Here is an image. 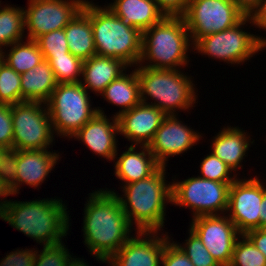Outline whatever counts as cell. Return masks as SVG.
Instances as JSON below:
<instances>
[{"label": "cell", "instance_id": "1", "mask_svg": "<svg viewBox=\"0 0 266 266\" xmlns=\"http://www.w3.org/2000/svg\"><path fill=\"white\" fill-rule=\"evenodd\" d=\"M89 194L82 228L84 245L98 262L106 263L129 240L135 228L114 193L100 188Z\"/></svg>", "mask_w": 266, "mask_h": 266}, {"label": "cell", "instance_id": "2", "mask_svg": "<svg viewBox=\"0 0 266 266\" xmlns=\"http://www.w3.org/2000/svg\"><path fill=\"white\" fill-rule=\"evenodd\" d=\"M67 205L59 198L7 200L0 219L43 246L62 243L69 232Z\"/></svg>", "mask_w": 266, "mask_h": 266}, {"label": "cell", "instance_id": "3", "mask_svg": "<svg viewBox=\"0 0 266 266\" xmlns=\"http://www.w3.org/2000/svg\"><path fill=\"white\" fill-rule=\"evenodd\" d=\"M166 171V166H161L146 179L120 186L123 196L114 189H103L119 199L128 222L132 227L135 224L134 231L163 230L166 206L172 203V184L166 182Z\"/></svg>", "mask_w": 266, "mask_h": 266}, {"label": "cell", "instance_id": "4", "mask_svg": "<svg viewBox=\"0 0 266 266\" xmlns=\"http://www.w3.org/2000/svg\"><path fill=\"white\" fill-rule=\"evenodd\" d=\"M189 47L193 48V44L184 18L165 16L142 32V54L138 65L179 70L189 64Z\"/></svg>", "mask_w": 266, "mask_h": 266}, {"label": "cell", "instance_id": "5", "mask_svg": "<svg viewBox=\"0 0 266 266\" xmlns=\"http://www.w3.org/2000/svg\"><path fill=\"white\" fill-rule=\"evenodd\" d=\"M137 66L142 103L157 107L167 116L176 115L178 110L186 111L195 107L197 93L189 75L184 74L180 69H153ZM148 99H152L154 103L148 102Z\"/></svg>", "mask_w": 266, "mask_h": 266}, {"label": "cell", "instance_id": "6", "mask_svg": "<svg viewBox=\"0 0 266 266\" xmlns=\"http://www.w3.org/2000/svg\"><path fill=\"white\" fill-rule=\"evenodd\" d=\"M91 25L96 55L116 58L129 67L139 64L142 32L115 15L106 5L91 2Z\"/></svg>", "mask_w": 266, "mask_h": 266}, {"label": "cell", "instance_id": "7", "mask_svg": "<svg viewBox=\"0 0 266 266\" xmlns=\"http://www.w3.org/2000/svg\"><path fill=\"white\" fill-rule=\"evenodd\" d=\"M88 92L80 82L57 84L46 103L55 135L71 138L98 112Z\"/></svg>", "mask_w": 266, "mask_h": 266}, {"label": "cell", "instance_id": "8", "mask_svg": "<svg viewBox=\"0 0 266 266\" xmlns=\"http://www.w3.org/2000/svg\"><path fill=\"white\" fill-rule=\"evenodd\" d=\"M247 22L253 26L250 16H245L231 28L198 39L192 49L207 55L208 58L219 59L227 64L241 65L259 51L266 49L265 36L260 37L243 30Z\"/></svg>", "mask_w": 266, "mask_h": 266}, {"label": "cell", "instance_id": "9", "mask_svg": "<svg viewBox=\"0 0 266 266\" xmlns=\"http://www.w3.org/2000/svg\"><path fill=\"white\" fill-rule=\"evenodd\" d=\"M175 181L171 183V204L182 208L188 207L193 212L192 219L198 216L226 214L230 187L228 183L211 181L199 176Z\"/></svg>", "mask_w": 266, "mask_h": 266}, {"label": "cell", "instance_id": "10", "mask_svg": "<svg viewBox=\"0 0 266 266\" xmlns=\"http://www.w3.org/2000/svg\"><path fill=\"white\" fill-rule=\"evenodd\" d=\"M13 148L42 150L52 147L55 135L46 103L12 104Z\"/></svg>", "mask_w": 266, "mask_h": 266}, {"label": "cell", "instance_id": "11", "mask_svg": "<svg viewBox=\"0 0 266 266\" xmlns=\"http://www.w3.org/2000/svg\"><path fill=\"white\" fill-rule=\"evenodd\" d=\"M245 16L233 0H190L183 18L194 44L205 35L235 26Z\"/></svg>", "mask_w": 266, "mask_h": 266}, {"label": "cell", "instance_id": "12", "mask_svg": "<svg viewBox=\"0 0 266 266\" xmlns=\"http://www.w3.org/2000/svg\"><path fill=\"white\" fill-rule=\"evenodd\" d=\"M86 0H28L24 10L26 38L39 36L65 26L83 9Z\"/></svg>", "mask_w": 266, "mask_h": 266}, {"label": "cell", "instance_id": "13", "mask_svg": "<svg viewBox=\"0 0 266 266\" xmlns=\"http://www.w3.org/2000/svg\"><path fill=\"white\" fill-rule=\"evenodd\" d=\"M247 179L238 177L230 185L226 211L241 235L260 228L263 183L257 176Z\"/></svg>", "mask_w": 266, "mask_h": 266}, {"label": "cell", "instance_id": "14", "mask_svg": "<svg viewBox=\"0 0 266 266\" xmlns=\"http://www.w3.org/2000/svg\"><path fill=\"white\" fill-rule=\"evenodd\" d=\"M190 229L199 237L220 266L230 264L234 246L241 234L225 214L198 216L191 220Z\"/></svg>", "mask_w": 266, "mask_h": 266}, {"label": "cell", "instance_id": "15", "mask_svg": "<svg viewBox=\"0 0 266 266\" xmlns=\"http://www.w3.org/2000/svg\"><path fill=\"white\" fill-rule=\"evenodd\" d=\"M177 115H168L148 144L150 152L161 166H167L168 158L181 155L197 145L202 134L184 124Z\"/></svg>", "mask_w": 266, "mask_h": 266}, {"label": "cell", "instance_id": "16", "mask_svg": "<svg viewBox=\"0 0 266 266\" xmlns=\"http://www.w3.org/2000/svg\"><path fill=\"white\" fill-rule=\"evenodd\" d=\"M161 231H135V235L106 262L109 266H161L166 243L171 239Z\"/></svg>", "mask_w": 266, "mask_h": 266}, {"label": "cell", "instance_id": "17", "mask_svg": "<svg viewBox=\"0 0 266 266\" xmlns=\"http://www.w3.org/2000/svg\"><path fill=\"white\" fill-rule=\"evenodd\" d=\"M97 111L71 138L84 143L86 148L93 151L94 154L106 158L108 161H114L115 155L118 154V139L116 137L119 135V129L117 117L113 116L110 117L112 119H109L99 106Z\"/></svg>", "mask_w": 266, "mask_h": 266}, {"label": "cell", "instance_id": "18", "mask_svg": "<svg viewBox=\"0 0 266 266\" xmlns=\"http://www.w3.org/2000/svg\"><path fill=\"white\" fill-rule=\"evenodd\" d=\"M167 115L157 107L140 102L117 116L119 134L132 145H147L152 141Z\"/></svg>", "mask_w": 266, "mask_h": 266}, {"label": "cell", "instance_id": "19", "mask_svg": "<svg viewBox=\"0 0 266 266\" xmlns=\"http://www.w3.org/2000/svg\"><path fill=\"white\" fill-rule=\"evenodd\" d=\"M42 150H18V165L16 176V194L20 192V186L27 184L30 187L38 188L55 168L59 153Z\"/></svg>", "mask_w": 266, "mask_h": 266}, {"label": "cell", "instance_id": "20", "mask_svg": "<svg viewBox=\"0 0 266 266\" xmlns=\"http://www.w3.org/2000/svg\"><path fill=\"white\" fill-rule=\"evenodd\" d=\"M137 147L131 144L120 157L117 154L114 157V175L122 181V185L146 179L161 167L147 145H139V152Z\"/></svg>", "mask_w": 266, "mask_h": 266}, {"label": "cell", "instance_id": "21", "mask_svg": "<svg viewBox=\"0 0 266 266\" xmlns=\"http://www.w3.org/2000/svg\"><path fill=\"white\" fill-rule=\"evenodd\" d=\"M211 142V152L236 172L242 168L243 159L247 156L245 154L254 140L251 142V137L245 130L237 126H227L223 127Z\"/></svg>", "mask_w": 266, "mask_h": 266}, {"label": "cell", "instance_id": "22", "mask_svg": "<svg viewBox=\"0 0 266 266\" xmlns=\"http://www.w3.org/2000/svg\"><path fill=\"white\" fill-rule=\"evenodd\" d=\"M127 67L119 59L94 55L83 61L80 83L87 90L100 95L113 80L127 71Z\"/></svg>", "mask_w": 266, "mask_h": 266}, {"label": "cell", "instance_id": "23", "mask_svg": "<svg viewBox=\"0 0 266 266\" xmlns=\"http://www.w3.org/2000/svg\"><path fill=\"white\" fill-rule=\"evenodd\" d=\"M66 40L70 53L82 61L96 55L91 25V1L65 26Z\"/></svg>", "mask_w": 266, "mask_h": 266}, {"label": "cell", "instance_id": "24", "mask_svg": "<svg viewBox=\"0 0 266 266\" xmlns=\"http://www.w3.org/2000/svg\"><path fill=\"white\" fill-rule=\"evenodd\" d=\"M107 7L127 24L141 32L160 22L165 15L153 0H114Z\"/></svg>", "mask_w": 266, "mask_h": 266}, {"label": "cell", "instance_id": "25", "mask_svg": "<svg viewBox=\"0 0 266 266\" xmlns=\"http://www.w3.org/2000/svg\"><path fill=\"white\" fill-rule=\"evenodd\" d=\"M54 72L47 60L21 74L22 102L47 103L57 86Z\"/></svg>", "mask_w": 266, "mask_h": 266}, {"label": "cell", "instance_id": "26", "mask_svg": "<svg viewBox=\"0 0 266 266\" xmlns=\"http://www.w3.org/2000/svg\"><path fill=\"white\" fill-rule=\"evenodd\" d=\"M133 70L130 74L125 72L119 78L113 80L100 94L109 104L121 107L119 112L113 114L115 117L129 111L141 102L136 66Z\"/></svg>", "mask_w": 266, "mask_h": 266}, {"label": "cell", "instance_id": "27", "mask_svg": "<svg viewBox=\"0 0 266 266\" xmlns=\"http://www.w3.org/2000/svg\"><path fill=\"white\" fill-rule=\"evenodd\" d=\"M0 53V58L14 69L18 74H23L44 61V56L35 40L26 39L16 42Z\"/></svg>", "mask_w": 266, "mask_h": 266}, {"label": "cell", "instance_id": "28", "mask_svg": "<svg viewBox=\"0 0 266 266\" xmlns=\"http://www.w3.org/2000/svg\"><path fill=\"white\" fill-rule=\"evenodd\" d=\"M0 6V53L10 45L26 39L24 9L11 5ZM2 47H4L2 49Z\"/></svg>", "mask_w": 266, "mask_h": 266}, {"label": "cell", "instance_id": "29", "mask_svg": "<svg viewBox=\"0 0 266 266\" xmlns=\"http://www.w3.org/2000/svg\"><path fill=\"white\" fill-rule=\"evenodd\" d=\"M52 68L57 83H77L81 81L83 61L72 54L44 56ZM80 77V78H79Z\"/></svg>", "mask_w": 266, "mask_h": 266}, {"label": "cell", "instance_id": "30", "mask_svg": "<svg viewBox=\"0 0 266 266\" xmlns=\"http://www.w3.org/2000/svg\"><path fill=\"white\" fill-rule=\"evenodd\" d=\"M22 102L21 74L0 58V104Z\"/></svg>", "mask_w": 266, "mask_h": 266}, {"label": "cell", "instance_id": "31", "mask_svg": "<svg viewBox=\"0 0 266 266\" xmlns=\"http://www.w3.org/2000/svg\"><path fill=\"white\" fill-rule=\"evenodd\" d=\"M228 266H266V257L242 234L235 243Z\"/></svg>", "mask_w": 266, "mask_h": 266}, {"label": "cell", "instance_id": "32", "mask_svg": "<svg viewBox=\"0 0 266 266\" xmlns=\"http://www.w3.org/2000/svg\"><path fill=\"white\" fill-rule=\"evenodd\" d=\"M199 170V177L229 185L238 178L237 173L231 175L234 173L232 169L212 152L203 158Z\"/></svg>", "mask_w": 266, "mask_h": 266}, {"label": "cell", "instance_id": "33", "mask_svg": "<svg viewBox=\"0 0 266 266\" xmlns=\"http://www.w3.org/2000/svg\"><path fill=\"white\" fill-rule=\"evenodd\" d=\"M189 237L184 246L175 242L195 266H220L208 252L199 237L189 228Z\"/></svg>", "mask_w": 266, "mask_h": 266}, {"label": "cell", "instance_id": "34", "mask_svg": "<svg viewBox=\"0 0 266 266\" xmlns=\"http://www.w3.org/2000/svg\"><path fill=\"white\" fill-rule=\"evenodd\" d=\"M18 165V150L6 148L0 159V181L9 191V194L16 195V176Z\"/></svg>", "mask_w": 266, "mask_h": 266}, {"label": "cell", "instance_id": "35", "mask_svg": "<svg viewBox=\"0 0 266 266\" xmlns=\"http://www.w3.org/2000/svg\"><path fill=\"white\" fill-rule=\"evenodd\" d=\"M35 41L37 42L43 56L71 54L68 48L64 28L43 34Z\"/></svg>", "mask_w": 266, "mask_h": 266}, {"label": "cell", "instance_id": "36", "mask_svg": "<svg viewBox=\"0 0 266 266\" xmlns=\"http://www.w3.org/2000/svg\"><path fill=\"white\" fill-rule=\"evenodd\" d=\"M68 250L63 242L57 245L43 246L42 251L36 250L34 266H67L72 258Z\"/></svg>", "mask_w": 266, "mask_h": 266}, {"label": "cell", "instance_id": "37", "mask_svg": "<svg viewBox=\"0 0 266 266\" xmlns=\"http://www.w3.org/2000/svg\"><path fill=\"white\" fill-rule=\"evenodd\" d=\"M0 147L13 148L12 104H0Z\"/></svg>", "mask_w": 266, "mask_h": 266}, {"label": "cell", "instance_id": "38", "mask_svg": "<svg viewBox=\"0 0 266 266\" xmlns=\"http://www.w3.org/2000/svg\"><path fill=\"white\" fill-rule=\"evenodd\" d=\"M161 266H195L180 247L171 239L162 253Z\"/></svg>", "mask_w": 266, "mask_h": 266}, {"label": "cell", "instance_id": "39", "mask_svg": "<svg viewBox=\"0 0 266 266\" xmlns=\"http://www.w3.org/2000/svg\"><path fill=\"white\" fill-rule=\"evenodd\" d=\"M36 250L33 249H17L7 253L1 259L0 266H34Z\"/></svg>", "mask_w": 266, "mask_h": 266}, {"label": "cell", "instance_id": "40", "mask_svg": "<svg viewBox=\"0 0 266 266\" xmlns=\"http://www.w3.org/2000/svg\"><path fill=\"white\" fill-rule=\"evenodd\" d=\"M161 12L169 17H183L190 0H153Z\"/></svg>", "mask_w": 266, "mask_h": 266}, {"label": "cell", "instance_id": "41", "mask_svg": "<svg viewBox=\"0 0 266 266\" xmlns=\"http://www.w3.org/2000/svg\"><path fill=\"white\" fill-rule=\"evenodd\" d=\"M253 245L266 257V232L259 229H253L244 234Z\"/></svg>", "mask_w": 266, "mask_h": 266}, {"label": "cell", "instance_id": "42", "mask_svg": "<svg viewBox=\"0 0 266 266\" xmlns=\"http://www.w3.org/2000/svg\"><path fill=\"white\" fill-rule=\"evenodd\" d=\"M253 25L266 31V0H261L259 6L250 15Z\"/></svg>", "mask_w": 266, "mask_h": 266}, {"label": "cell", "instance_id": "43", "mask_svg": "<svg viewBox=\"0 0 266 266\" xmlns=\"http://www.w3.org/2000/svg\"><path fill=\"white\" fill-rule=\"evenodd\" d=\"M236 6L246 15L250 16L259 6L261 0H233Z\"/></svg>", "mask_w": 266, "mask_h": 266}, {"label": "cell", "instance_id": "44", "mask_svg": "<svg viewBox=\"0 0 266 266\" xmlns=\"http://www.w3.org/2000/svg\"><path fill=\"white\" fill-rule=\"evenodd\" d=\"M260 228L266 224V186L263 185V200L260 212Z\"/></svg>", "mask_w": 266, "mask_h": 266}, {"label": "cell", "instance_id": "45", "mask_svg": "<svg viewBox=\"0 0 266 266\" xmlns=\"http://www.w3.org/2000/svg\"><path fill=\"white\" fill-rule=\"evenodd\" d=\"M3 198H2V197ZM7 196H10V194H9V191L6 189V187L1 183V181H0V197H1V201H0V213H1V211H2V208H3V206H4V204L6 203V198H7ZM3 199V200H2Z\"/></svg>", "mask_w": 266, "mask_h": 266}, {"label": "cell", "instance_id": "46", "mask_svg": "<svg viewBox=\"0 0 266 266\" xmlns=\"http://www.w3.org/2000/svg\"><path fill=\"white\" fill-rule=\"evenodd\" d=\"M84 259L81 258H74V256H72V258L69 260L68 265L67 266H89L87 262H84Z\"/></svg>", "mask_w": 266, "mask_h": 266}, {"label": "cell", "instance_id": "47", "mask_svg": "<svg viewBox=\"0 0 266 266\" xmlns=\"http://www.w3.org/2000/svg\"><path fill=\"white\" fill-rule=\"evenodd\" d=\"M5 149H6V148L0 147V159H1L2 152H3Z\"/></svg>", "mask_w": 266, "mask_h": 266}, {"label": "cell", "instance_id": "48", "mask_svg": "<svg viewBox=\"0 0 266 266\" xmlns=\"http://www.w3.org/2000/svg\"><path fill=\"white\" fill-rule=\"evenodd\" d=\"M262 230H264L266 232V224L264 226H262L261 228Z\"/></svg>", "mask_w": 266, "mask_h": 266}]
</instances>
